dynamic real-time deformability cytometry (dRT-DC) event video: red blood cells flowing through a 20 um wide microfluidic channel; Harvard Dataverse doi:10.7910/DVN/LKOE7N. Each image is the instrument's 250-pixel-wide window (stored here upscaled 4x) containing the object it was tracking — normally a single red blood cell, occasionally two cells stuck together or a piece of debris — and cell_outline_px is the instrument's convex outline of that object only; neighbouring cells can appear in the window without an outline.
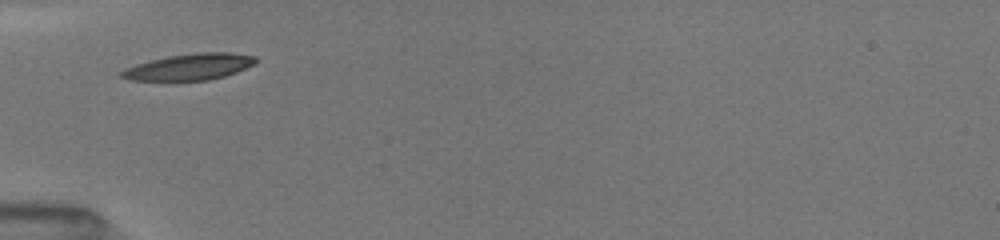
{"species": "common noctule bat (a hibernating species)", "species_latin": "Nyctalus noctula", "temperature_condition": "room temperature", "stored_images_in_passage": 22, "camera_frame_rate_fps": 3000, "um_per_image_px": 0.085, "animal": {"sex": "female", "body_mass_g": 19.5, "forearm_length_mm": 54.1}, "frame": {"image": 1, "passage_image": 1, "time_ms": 0.0, "image_size_px": [1000, 240], "cell_outline_px": [[256, 64], [236, 72], [224, 76], [208, 80], [128, 80], [120, 76], [120, 72], [136, 64], [168, 56], [196, 52], [228, 52], [256, 56]], "centroid_in_image_um": [16.15, 5.67], "position_along_channel_um": 68.9, "area_um2": 20.4}}
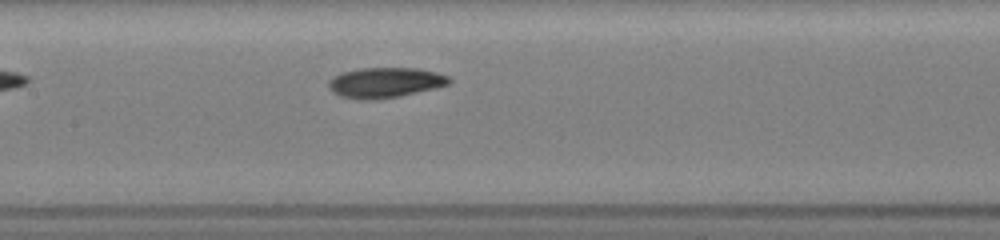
{"frame": {"image": 2, "passage_image": 9, "time_ms": 2.667, "image_size_px": [1000, 240], "cell_outline_px": [[452, 80], [448, 84], [436, 88], [400, 96], [372, 100], [360, 100], [340, 96], [332, 92], [328, 88], [328, 80], [332, 76], [344, 72], [360, 68], [416, 68], [436, 72], [448, 76]], "centroid_in_image_um": [32.7, 7.02], "position_along_channel_um": 174.7, "area_um2": 21.39}}
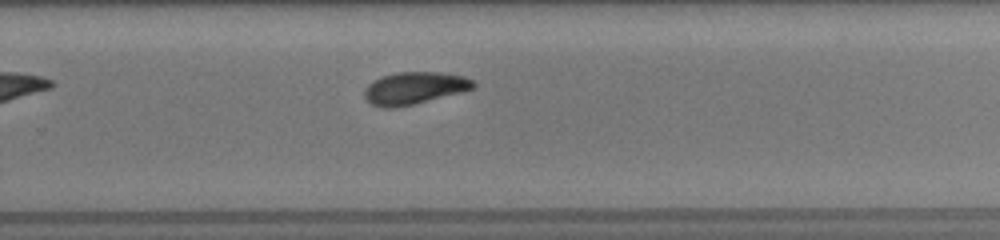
{"frame": {"image": 3, "passage_image": 19, "time_ms": 5.667, "image_size_px": [1000, 240], "cell_outline_px": [[476, 84], [472, 88], [460, 92], [412, 104], [392, 108], [380, 108], [372, 104], [364, 96], [364, 88], [368, 84], [384, 76], [396, 72], [440, 72], [464, 76], [476, 80]], "centroid_in_image_um": [35.22, 7.48], "position_along_channel_um": 294.6, "area_um2": 20.23}}